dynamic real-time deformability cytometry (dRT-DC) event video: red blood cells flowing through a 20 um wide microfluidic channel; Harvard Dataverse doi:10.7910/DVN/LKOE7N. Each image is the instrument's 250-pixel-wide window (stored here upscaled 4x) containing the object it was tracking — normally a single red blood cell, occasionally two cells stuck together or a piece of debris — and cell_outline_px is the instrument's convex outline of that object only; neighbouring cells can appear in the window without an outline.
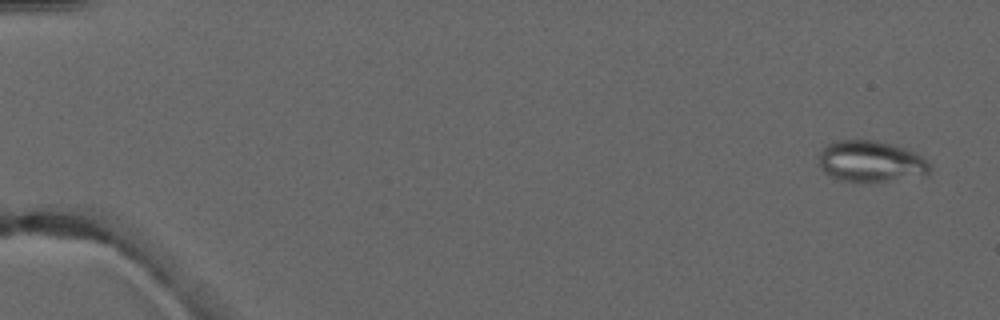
{"species": "common noctule bat (a hibernating species)", "species_latin": "Nyctalus noctula", "temperature_condition": "warm", "stored_images_in_passage": 4, "camera_frame_rate_fps": 3000, "um_per_image_px": 0.085, "animal": {"sex": "male", "forearm_length_mm": 52.5}, "frame": {"image": 1, "passage_image": 1, "time_ms": 0.0, "image_size_px": [1000, 320], "cell_outline_px": [[932, 172], [928, 176], [888, 180], [840, 180], [824, 172], [820, 164], [820, 152], [828, 144], [836, 140], [876, 140], [908, 148], [920, 156], [932, 168]], "centroid_in_image_um": [74.08, 13.7], "position_along_channel_um": 10.9, "area_um2": 26.36}}